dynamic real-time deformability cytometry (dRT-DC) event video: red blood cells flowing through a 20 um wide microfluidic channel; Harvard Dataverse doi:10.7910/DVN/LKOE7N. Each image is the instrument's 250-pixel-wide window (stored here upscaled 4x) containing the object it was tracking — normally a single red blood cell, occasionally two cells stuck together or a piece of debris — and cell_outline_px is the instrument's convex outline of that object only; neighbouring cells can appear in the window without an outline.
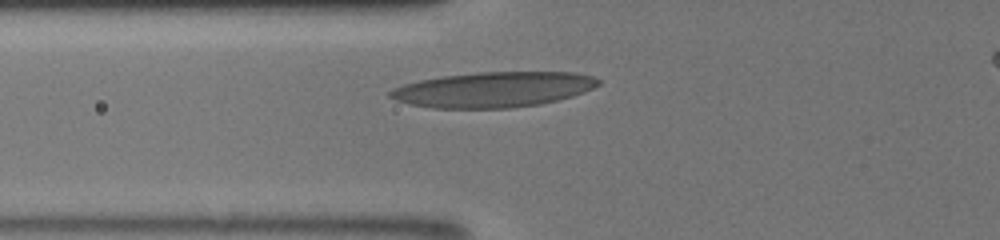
{"species": "human", "species_latin": "Homo sapiens", "temperature_condition": "room temperature", "stored_images_in_passage": 6, "camera_frame_rate_fps": 3000, "um_per_image_px": 0.085, "donor": {"sex": "male"}, "frame": {"image": 1, "passage_image": 3, "time_ms": 2.0, "image_size_px": [1000, 240], "cell_outline_px": [[604, 80], [600, 84], [584, 92], [572, 96], [540, 104], [512, 108], [432, 108], [412, 104], [396, 100], [388, 96], [388, 92], [392, 88], [404, 84], [420, 80], [444, 76], [480, 72], [572, 72], [592, 76]], "centroid_in_image_um": [41.95, 7.61], "position_along_channel_um": 83.8, "area_um2": 42.83}}
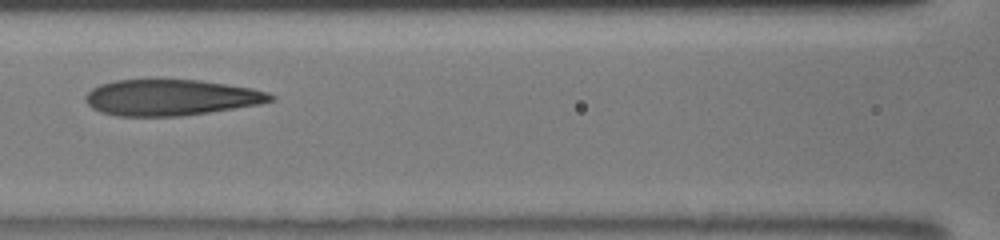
{"frame": {"image": 2, "passage_image": 5, "time_ms": 3.667, "image_size_px": [1000, 240], "cell_outline_px": [[276, 96], [272, 100], [260, 104], [208, 112], [180, 116], [116, 116], [100, 112], [92, 108], [84, 100], [84, 96], [92, 88], [100, 84], [112, 80], [200, 80], [252, 88], [268, 92]], "centroid_in_image_um": [14.49, 8.29], "position_along_channel_um": 152.1, "area_um2": 38.84}}